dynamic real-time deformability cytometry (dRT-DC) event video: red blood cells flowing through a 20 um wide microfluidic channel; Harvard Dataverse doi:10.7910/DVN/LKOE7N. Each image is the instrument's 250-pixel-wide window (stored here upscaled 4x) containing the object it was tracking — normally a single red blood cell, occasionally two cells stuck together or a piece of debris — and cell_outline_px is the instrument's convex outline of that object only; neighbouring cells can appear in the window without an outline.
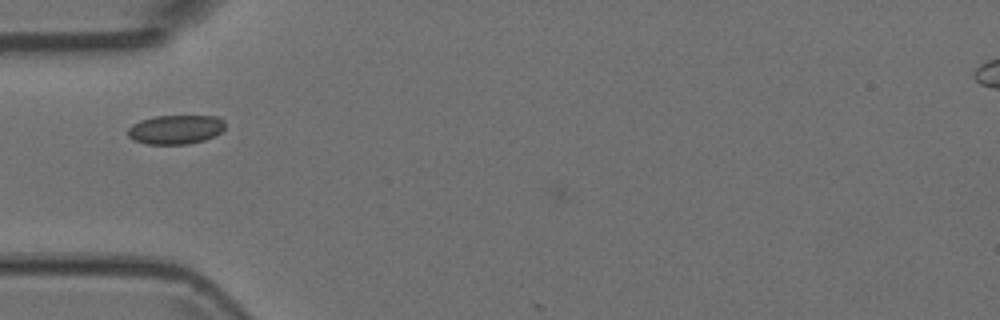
{"species": "Egyptian fruit bat (a non-hibernating species)", "species_latin": "Rousettus aegyptiacus", "temperature_condition": "room temperature", "stored_images_in_passage": 9, "camera_frame_rate_fps": 3000, "um_per_image_px": 0.085, "animal": {"sex": "female"}, "frame": {"image": 1, "passage_image": 3, "time_ms": 0.667, "image_size_px": [1000, 320], "cell_outline_px": [[224, 128], [220, 132], [204, 140], [184, 144], [148, 144], [132, 140], [128, 136], [128, 128], [132, 124], [140, 120], [156, 116], [220, 116], [224, 120]], "centroid_in_image_um": [14.91, 11.0], "position_along_channel_um": 70.1, "area_um2": 16.47}}
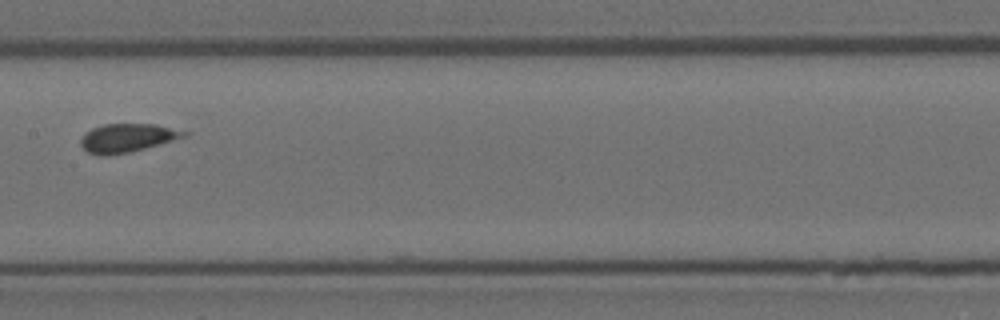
{"frame": {"image": 2, "passage_image": 6, "time_ms": 1.667, "image_size_px": [1000, 320], "cell_outline_px": [[192, 132], [188, 136], [132, 152], [104, 156], [100, 156], [88, 152], [80, 144], [80, 140], [84, 132], [92, 128], [104, 124], [156, 124]], "centroid_in_image_um": [10.84, 11.72], "position_along_channel_um": 196.6, "area_um2": 17.46}}
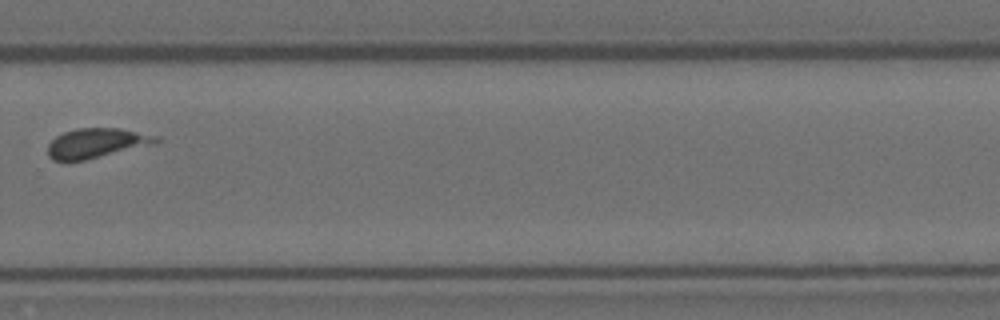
{"frame": {"image": 3, "passage_image": 9, "time_ms": 2.667, "image_size_px": [1000, 320], "cell_outline_px": [[160, 140], [156, 144], [84, 160], [52, 160], [48, 156], [48, 144], [56, 136], [64, 132], [76, 128], [120, 128], [160, 136]], "centroid_in_image_um": [8.24, 12.15], "position_along_channel_um": 321.6, "area_um2": 18.79}}